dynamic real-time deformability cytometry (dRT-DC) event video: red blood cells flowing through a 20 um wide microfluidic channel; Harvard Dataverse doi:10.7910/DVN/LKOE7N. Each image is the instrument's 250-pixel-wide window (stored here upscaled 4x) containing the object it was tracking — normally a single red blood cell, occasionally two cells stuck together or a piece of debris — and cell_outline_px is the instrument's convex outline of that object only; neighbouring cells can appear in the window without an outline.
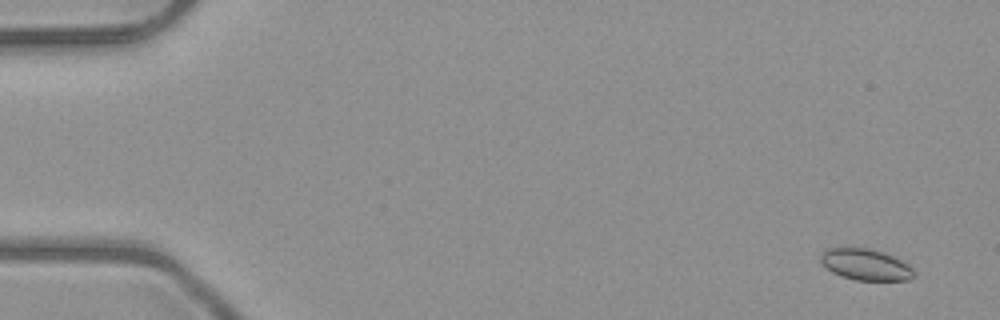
{"species": "common noctule bat (a hibernating species)", "species_latin": "Nyctalus noctula", "temperature_condition": "room temperature", "stored_images_in_passage": 46, "camera_frame_rate_fps": 3000, "um_per_image_px": 0.085, "animal": {"sex": "male", "body_mass_g": 23.1, "forearm_length_mm": 52.7}, "frame": {"image": 1, "passage_image": 3, "time_ms": 0.667, "image_size_px": [1000, 320], "cell_outline_px": [[916, 276], [908, 280], [856, 280], [840, 276], [832, 272], [820, 260], [820, 256], [828, 248], [844, 244], [872, 248], [884, 252], [908, 264], [916, 272]], "centroid_in_image_um": [73.56, 22.44], "position_along_channel_um": 11.4, "area_um2": 17.63}}
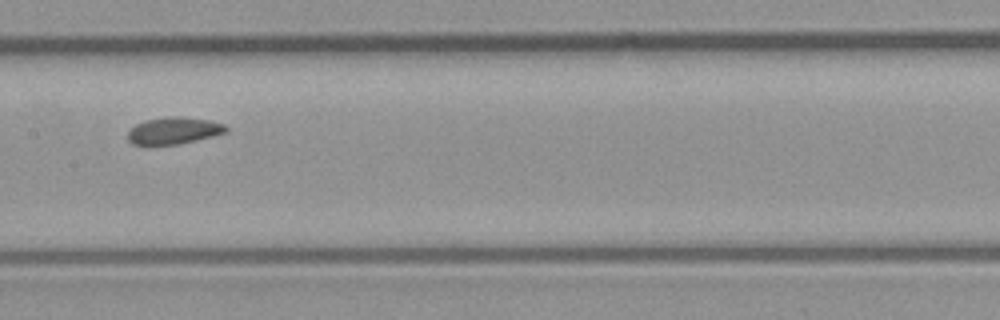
{"frame": {"image": 2, "passage_image": 22, "time_ms": 7.0, "image_size_px": [1000, 320], "cell_outline_px": [[228, 132], [180, 144], [148, 148], [144, 148], [132, 144], [128, 140], [128, 132], [136, 124], [144, 120], [164, 116], [180, 116], [208, 120], [224, 124], [228, 128]], "centroid_in_image_um": [14.69, 11.15], "position_along_channel_um": 192.7, "area_um2": 16.13}}
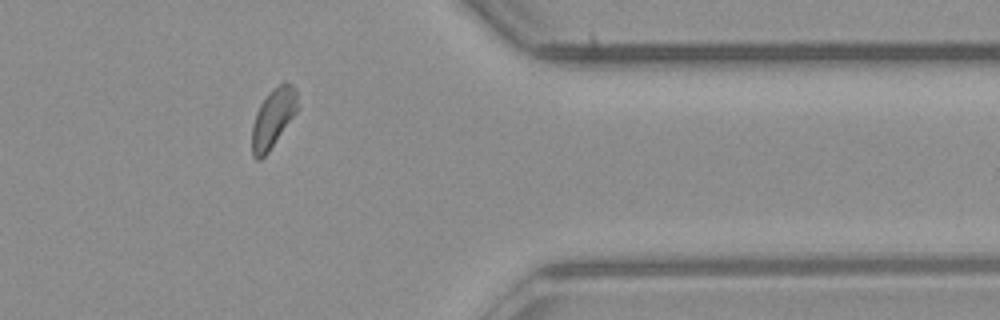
{"frame": {"image": 3, "passage_image": 38, "time_ms": 12.333, "image_size_px": [1000, 320], "cell_outline_px": [[296, 112], [268, 152], [260, 160], [256, 160], [252, 156], [252, 124], [256, 112], [260, 104], [268, 92], [272, 88], [280, 84], [292, 84], [296, 88]], "centroid_in_image_um": [23.17, 10.05], "position_along_channel_um": 388.2, "area_um2": 15.37}}